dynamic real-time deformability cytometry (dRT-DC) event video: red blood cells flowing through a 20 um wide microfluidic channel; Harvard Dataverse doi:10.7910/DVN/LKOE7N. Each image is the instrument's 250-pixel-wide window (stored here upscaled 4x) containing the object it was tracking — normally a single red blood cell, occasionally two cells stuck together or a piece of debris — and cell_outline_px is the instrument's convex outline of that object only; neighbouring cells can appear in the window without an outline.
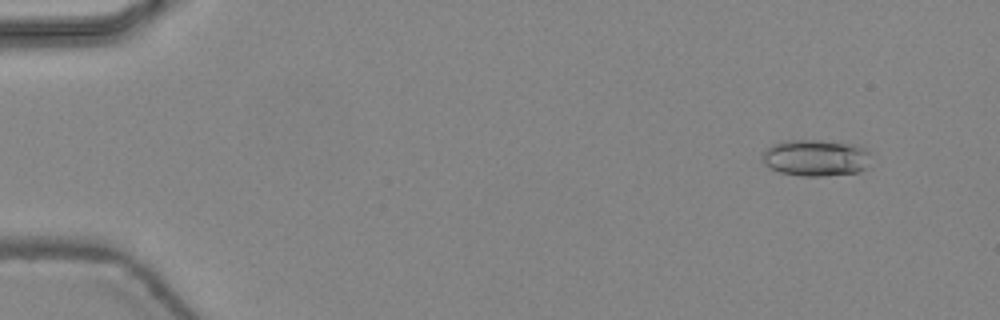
{"species": "common noctule bat (a hibernating species)", "species_latin": "Nyctalus noctula", "temperature_condition": "warm", "stored_images_in_passage": 47, "camera_frame_rate_fps": 3000, "um_per_image_px": 0.085, "animal": {"sex": "female", "body_mass_g": 24.6, "forearm_length_mm": 56.2}, "frame": {"image": 1, "passage_image": 4, "time_ms": 1.0, "image_size_px": [1000, 320], "cell_outline_px": [[868, 152], [864, 168], [860, 172], [824, 176], [800, 176], [780, 172], [768, 168], [764, 164], [760, 156], [764, 148], [772, 144], [784, 140], [820, 140], [852, 144], [864, 148]], "centroid_in_image_um": [69.21, 13.41], "position_along_channel_um": 15.8, "area_um2": 23.24}}